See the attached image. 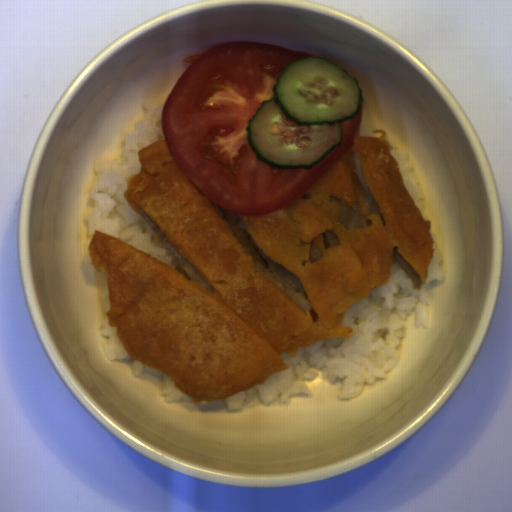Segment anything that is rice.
Wrapping results in <instances>:
<instances>
[{
  "label": "rice",
  "instance_id": "rice-3",
  "mask_svg": "<svg viewBox=\"0 0 512 512\" xmlns=\"http://www.w3.org/2000/svg\"><path fill=\"white\" fill-rule=\"evenodd\" d=\"M391 155L394 157V159L397 162V165L399 167V170L401 172L403 182L410 193L411 197L414 200V205L417 207V209L421 212L424 220H427V216L424 215L423 211L425 209V202L419 201L421 200L423 196V191L420 188L419 180L416 179V174L411 173L410 171H413L414 167L411 163H409V157L408 152L403 148L400 152L397 150L390 151Z\"/></svg>",
  "mask_w": 512,
  "mask_h": 512
},
{
  "label": "rice",
  "instance_id": "rice-1",
  "mask_svg": "<svg viewBox=\"0 0 512 512\" xmlns=\"http://www.w3.org/2000/svg\"><path fill=\"white\" fill-rule=\"evenodd\" d=\"M441 251L435 250L434 257L427 267L426 277L421 290L414 289V279L396 258L390 265L391 274L386 285L369 290L365 300L356 301L345 309L341 326L352 327V337H333L323 339L307 347H299L295 355L282 351L281 357L289 366L286 370L272 374L263 383L246 391L219 401H201L193 403L192 398L176 389L174 382L164 372L155 370L128 354L117 336V327L109 326V319L102 321L101 335L109 337L108 343H102L104 354L109 361H130L132 375L142 377L145 373L162 377L165 387L160 396L165 403H178L188 411H194L199 405L213 408L226 403L229 412L243 410V404L253 403L255 395L261 405L270 407L277 403L289 407L292 396H313L310 387L298 379L314 380L318 378L315 370L308 371L313 365L322 369V380L335 384L338 377L344 379L340 393L336 398L351 399L359 396L365 389V383L375 384L378 378H387L386 372L396 367L401 359L397 347L402 344L403 328L408 327L407 315L414 310L415 328L428 329V313L425 304L431 305L426 287L429 282L441 280Z\"/></svg>",
  "mask_w": 512,
  "mask_h": 512
},
{
  "label": "rice",
  "instance_id": "rice-2",
  "mask_svg": "<svg viewBox=\"0 0 512 512\" xmlns=\"http://www.w3.org/2000/svg\"><path fill=\"white\" fill-rule=\"evenodd\" d=\"M145 117L134 124L132 132H124L125 159L113 161H96L98 171L96 184L89 192V197L95 200L92 213L83 214L84 223L88 225L89 234L101 231L124 242H127L147 255L167 264L177 273L189 278L175 262L165 244L158 242L152 232L129 206L124 193L128 190L125 178L141 174L142 165L138 151L150 146L156 140H165L162 130V113L164 104L143 102ZM190 279V278H189Z\"/></svg>",
  "mask_w": 512,
  "mask_h": 512
}]
</instances>
